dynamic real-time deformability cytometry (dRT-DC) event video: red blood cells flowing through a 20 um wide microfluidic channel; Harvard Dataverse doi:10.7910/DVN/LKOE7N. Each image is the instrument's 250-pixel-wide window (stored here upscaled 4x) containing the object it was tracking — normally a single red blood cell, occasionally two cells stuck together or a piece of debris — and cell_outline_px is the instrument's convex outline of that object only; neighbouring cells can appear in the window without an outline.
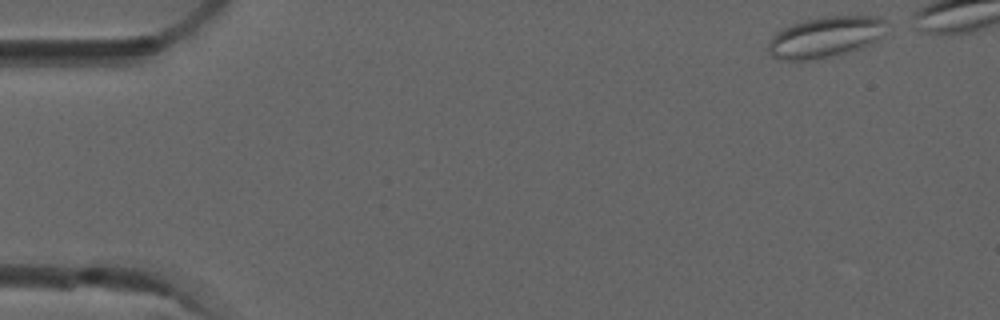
{"species": "common noctule bat (a hibernating species)", "species_latin": "Nyctalus noctula", "temperature_condition": "room temperature", "stored_images_in_passage": 6, "camera_frame_rate_fps": 3000, "um_per_image_px": 0.085, "animal": {"sex": "male", "forearm_length_mm": 52.5}, "frame": {"image": 1, "passage_image": 1, "time_ms": 0.0, "image_size_px": [1000, 320], "cell_outline_px": [[888, 20], [876, 40], [868, 44], [840, 56], [812, 60], [788, 60], [772, 56], [768, 52], [768, 44], [772, 36], [776, 32], [792, 24], [804, 20], [824, 16], [876, 16]], "centroid_in_image_um": [70.13, 3.15], "position_along_channel_um": 14.9, "area_um2": 28.09}}